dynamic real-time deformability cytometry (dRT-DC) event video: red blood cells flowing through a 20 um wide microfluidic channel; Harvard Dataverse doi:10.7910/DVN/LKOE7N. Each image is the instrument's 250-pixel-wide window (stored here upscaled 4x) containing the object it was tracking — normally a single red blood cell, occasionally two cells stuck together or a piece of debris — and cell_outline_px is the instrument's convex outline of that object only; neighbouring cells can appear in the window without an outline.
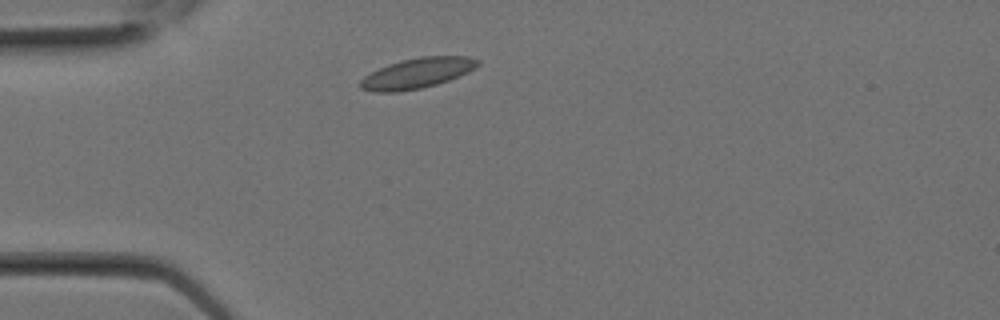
{"species": "Egyptian fruit bat (a non-hibernating species)", "species_latin": "Rousettus aegyptiacus", "temperature_condition": "room temperature", "stored_images_in_passage": 1, "camera_frame_rate_fps": 3000, "um_per_image_px": 0.085, "animal": {"sex": "female"}, "frame": {"image": 1, "passage_image": 1, "time_ms": 0.0, "image_size_px": [1000, 320], "cell_outline_px": [[480, 64], [476, 68], [468, 72], [448, 80], [436, 84], [420, 88], [396, 92], [372, 92], [360, 88], [360, 80], [364, 76], [388, 64], [400, 60], [420, 56], [468, 56], [480, 60]], "centroid_in_image_um": [35.47, 6.21], "position_along_channel_um": 49.5, "area_um2": 20.75}}